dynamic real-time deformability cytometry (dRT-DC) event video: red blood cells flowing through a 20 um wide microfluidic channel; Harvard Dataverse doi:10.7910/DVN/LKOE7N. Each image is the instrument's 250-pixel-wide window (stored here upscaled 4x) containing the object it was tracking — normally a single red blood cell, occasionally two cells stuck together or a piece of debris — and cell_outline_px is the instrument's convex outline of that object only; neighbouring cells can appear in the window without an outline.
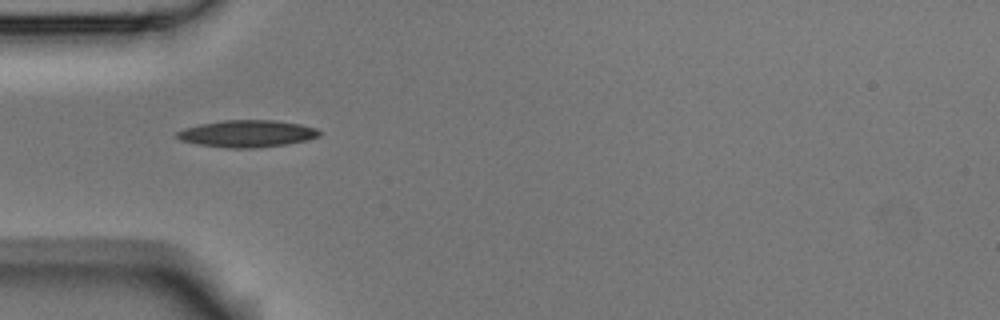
{"species": "Egyptian fruit bat (a non-hibernating species)", "species_latin": "Rousettus aegyptiacus", "temperature_condition": "room temperature", "stored_images_in_passage": 7, "camera_frame_rate_fps": 3000, "um_per_image_px": 0.085, "animal": {"sex": "male"}, "frame": {"image": 1, "passage_image": 3, "time_ms": 0.667, "image_size_px": [1000, 320], "cell_outline_px": [[320, 136], [308, 140], [284, 144], [252, 148], [228, 148], [200, 144], [180, 140], [176, 136], [176, 132], [184, 128], [200, 124], [224, 120], [272, 120], [300, 124], [316, 128], [320, 132]], "centroid_in_image_um": [21.0, 11.35], "position_along_channel_um": 64.0, "area_um2": 22.2}}
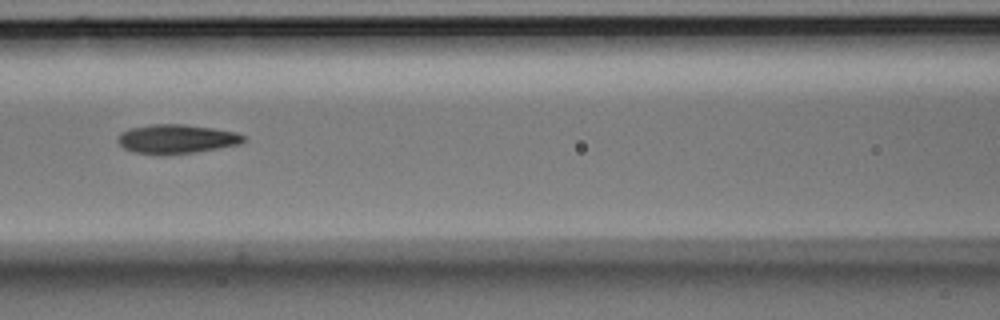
{"frame": {"image": 2, "passage_image": 5, "time_ms": 1.333, "image_size_px": [1000, 320], "cell_outline_px": [[248, 140], [240, 144], [196, 152], [160, 156], [132, 152], [124, 148], [116, 140], [120, 132], [128, 128], [152, 124], [184, 124], [212, 128], [236, 132], [244, 136]], "centroid_in_image_um": [14.97, 11.82], "position_along_channel_um": 151.6, "area_um2": 21.73}}
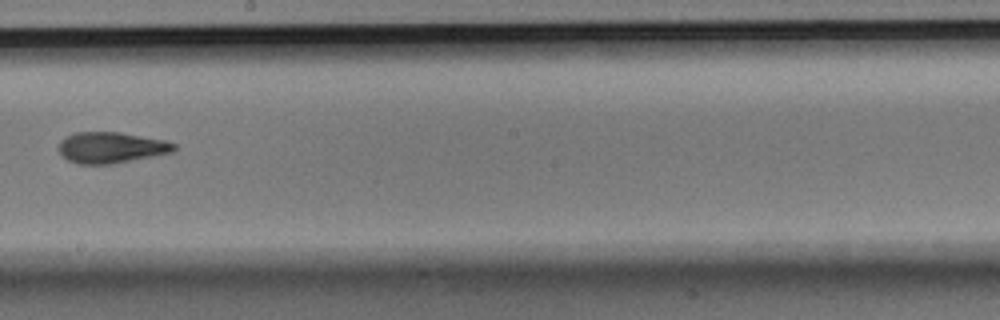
{"frame": {"image": 3, "passage_image": 7, "time_ms": 2.0, "image_size_px": [1000, 320], "cell_outline_px": [[176, 148], [172, 152], [112, 164], [80, 164], [68, 160], [60, 152], [60, 140], [76, 132], [120, 132], [164, 140], [176, 144]], "centroid_in_image_um": [9.46, 12.54], "position_along_channel_um": 238.7, "area_um2": 20.58}}